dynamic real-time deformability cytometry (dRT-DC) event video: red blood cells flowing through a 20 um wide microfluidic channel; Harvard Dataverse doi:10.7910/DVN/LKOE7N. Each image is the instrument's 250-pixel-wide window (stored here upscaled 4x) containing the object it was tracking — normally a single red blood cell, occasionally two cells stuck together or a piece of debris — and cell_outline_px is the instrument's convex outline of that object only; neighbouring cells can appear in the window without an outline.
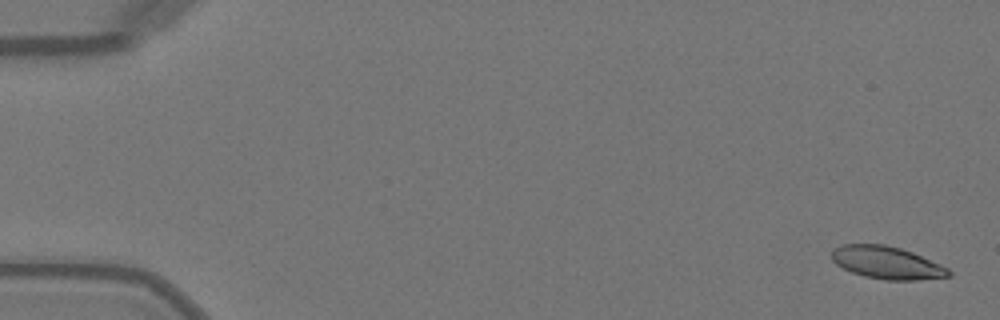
{"species": "Egyptian fruit bat (a non-hibernating species)", "species_latin": "Rousettus aegyptiacus", "temperature_condition": "warm", "stored_images_in_passage": 47, "camera_frame_rate_fps": 3000, "um_per_image_px": 0.085, "animal": {"sex": "female"}, "frame": {"image": 1, "passage_image": 1, "time_ms": 0.0, "image_size_px": [1000, 320], "cell_outline_px": [[952, 276], [916, 280], [884, 280], [864, 276], [852, 272], [836, 264], [832, 260], [832, 252], [836, 248], [844, 244], [884, 244], [900, 248], [912, 252], [940, 264], [948, 268], [952, 272]], "centroid_in_image_um": [75.41, 22.33], "position_along_channel_um": 9.6, "area_um2": 22.08}}
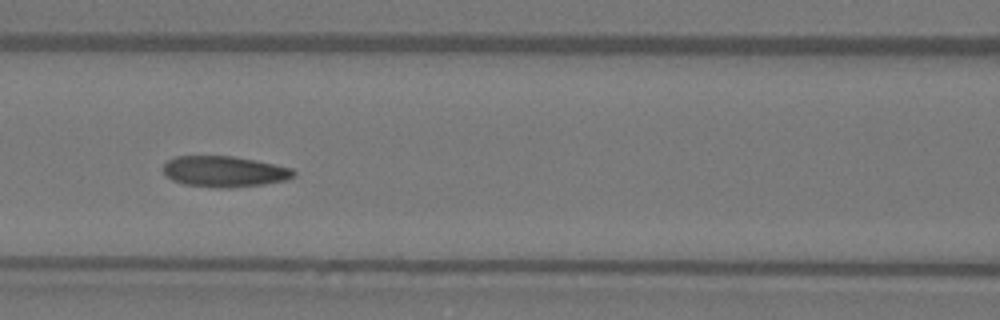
{"frame": {"image": 2, "passage_image": 22, "time_ms": 7.0, "image_size_px": [1000, 320], "cell_outline_px": [[296, 176], [288, 180], [264, 184], [232, 188], [216, 188], [184, 184], [172, 180], [164, 172], [164, 164], [168, 160], [176, 156], [232, 156], [256, 160], [276, 164], [292, 168], [296, 172]], "centroid_in_image_um": [19.13, 14.58], "position_along_channel_um": 147.5, "area_um2": 23.7}}
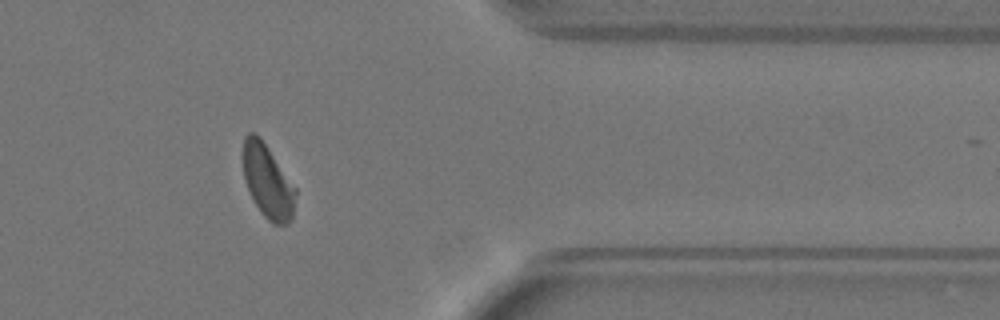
{"frame": {"image": 3, "passage_image": 41, "time_ms": 13.333, "image_size_px": [1000, 320], "cell_outline_px": [[296, 192], [292, 220], [288, 224], [272, 224], [260, 212], [252, 200], [244, 180], [244, 136], [248, 132], [252, 132], [260, 136], [296, 188]], "centroid_in_image_um": [22.75, 15.45], "position_along_channel_um": 388.6, "area_um2": 22.48}, "authors_computed_cell_mechanics": {"area_um2": 23.4668, "velocity_mm_per_s": 4.0599, "shape_relaxation_time_tau1_ms": 4.4562, "shape_relaxation_time_tau2_ms": 1.9777, "deformation_change_tau1": 0.1598, "deformation_change_tau2": 0.0758}}